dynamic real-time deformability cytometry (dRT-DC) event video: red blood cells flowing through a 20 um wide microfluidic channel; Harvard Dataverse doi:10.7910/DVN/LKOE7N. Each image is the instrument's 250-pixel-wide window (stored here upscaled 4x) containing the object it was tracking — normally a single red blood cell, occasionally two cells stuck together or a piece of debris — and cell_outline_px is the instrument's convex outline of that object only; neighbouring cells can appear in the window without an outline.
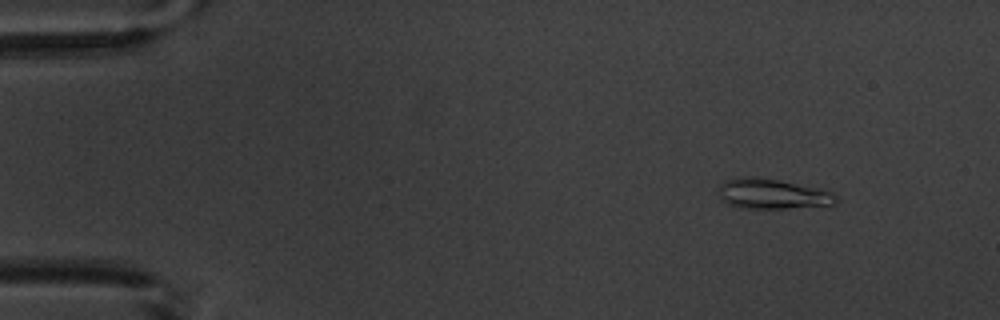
{"species": "common noctule bat (a hibernating species)", "species_latin": "Nyctalus noctula", "temperature_condition": "warm", "stored_images_in_passage": 4, "camera_frame_rate_fps": 3000, "um_per_image_px": 0.085, "animal": {"sex": "male", "body_mass_g": 20.1, "forearm_length_mm": 53.5}, "frame": {"image": 1, "passage_image": 1, "time_ms": 0.0, "image_size_px": [1000, 320], "cell_outline_px": [[840, 200], [836, 204], [788, 208], [740, 208], [728, 204], [720, 200], [720, 184], [724, 180], [736, 176], [756, 176], [816, 188], [832, 192]], "centroid_in_image_um": [65.6, 16.48], "position_along_channel_um": 19.4, "area_um2": 20.63}}